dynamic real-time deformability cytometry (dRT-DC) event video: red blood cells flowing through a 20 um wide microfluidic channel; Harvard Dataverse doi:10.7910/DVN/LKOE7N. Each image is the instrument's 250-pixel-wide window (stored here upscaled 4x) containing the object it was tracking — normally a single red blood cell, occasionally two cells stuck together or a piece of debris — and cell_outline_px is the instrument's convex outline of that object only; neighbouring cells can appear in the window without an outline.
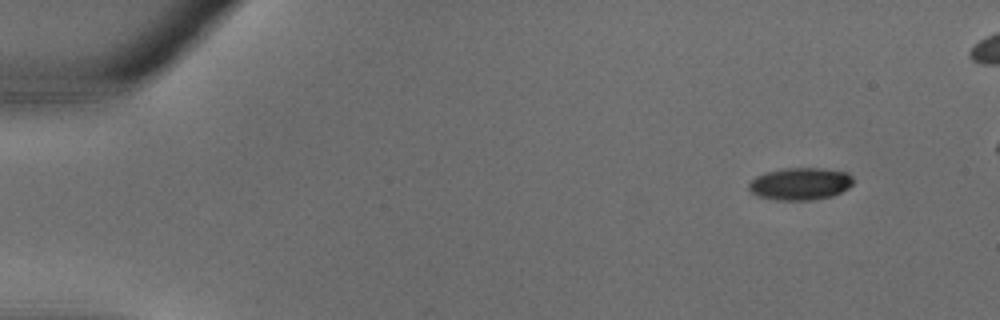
{"species": "common noctule bat (a hibernating species)", "species_latin": "Nyctalus noctula", "temperature_condition": "warm", "stored_images_in_passage": 30, "camera_frame_rate_fps": 3000, "um_per_image_px": 0.085, "animal": {"sex": "male", "body_mass_g": 18.8}, "frame": {"image": 1, "passage_image": 1, "time_ms": 0.0, "image_size_px": [1000, 320], "cell_outline_px": [[852, 184], [848, 188], [832, 196], [812, 200], [776, 200], [756, 196], [748, 188], [748, 184], [756, 176], [768, 172], [788, 168], [820, 168], [848, 172], [852, 176]], "centroid_in_image_um": [68.02, 15.63], "position_along_channel_um": 17.0, "area_um2": 19.59}}
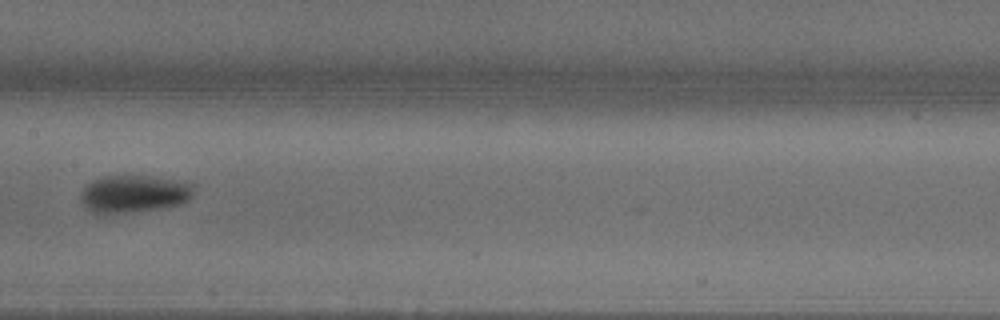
{"frame": {"image": 2, "passage_image": 16, "time_ms": 5.0, "image_size_px": [1000, 320], "cell_outline_px": [[192, 196], [188, 200], [180, 204], [160, 208], [132, 212], [92, 212], [84, 208], [80, 200], [80, 192], [92, 180], [104, 176], [148, 176], [176, 180], [192, 184]], "centroid_in_image_um": [11.34, 16.47], "position_along_channel_um": 196.1, "area_um2": 24.39}}
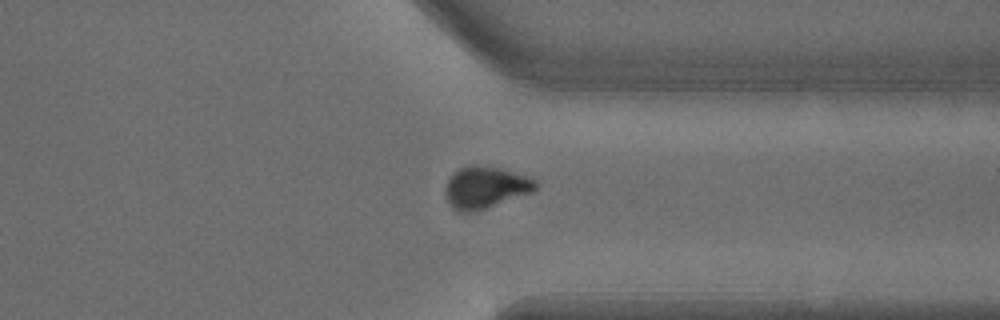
{"frame": {"image": 3, "passage_image": 25, "time_ms": 8.0, "image_size_px": [1000, 320], "cell_outline_px": [[536, 188], [532, 192], [472, 212], [456, 212], [452, 208], [444, 192], [448, 180], [460, 168], [472, 164], [476, 164], [500, 168], [528, 176], [536, 180]], "centroid_in_image_um": [41.24, 15.92], "position_along_channel_um": 370.2, "area_um2": 21.73}}